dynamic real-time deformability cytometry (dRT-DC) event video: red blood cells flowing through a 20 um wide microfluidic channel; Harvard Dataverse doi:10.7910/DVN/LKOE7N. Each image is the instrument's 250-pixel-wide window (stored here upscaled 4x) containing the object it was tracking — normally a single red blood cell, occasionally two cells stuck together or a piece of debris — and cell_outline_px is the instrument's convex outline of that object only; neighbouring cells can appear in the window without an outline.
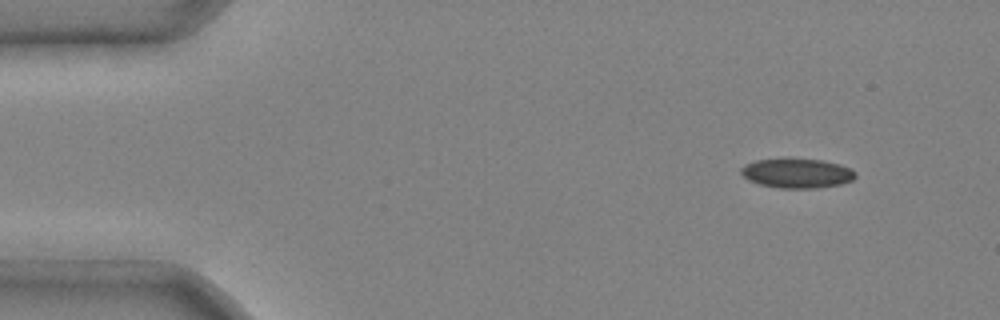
{"species": "common noctule bat (a hibernating species)", "species_latin": "Nyctalus noctula", "temperature_condition": "cold", "stored_images_in_passage": 4, "camera_frame_rate_fps": 3000, "um_per_image_px": 0.085, "animal": {"sex": "male", "body_mass_g": 20.4}, "frame": {"image": 1, "passage_image": 1, "time_ms": 0.0, "image_size_px": [1000, 320], "cell_outline_px": [[856, 176], [852, 180], [840, 184], [816, 188], [780, 188], [760, 184], [748, 180], [740, 172], [740, 168], [744, 164], [756, 160], [820, 160], [840, 164], [852, 168], [856, 172]], "centroid_in_image_um": [67.76, 14.74], "position_along_channel_um": 17.2, "area_um2": 19.36}}
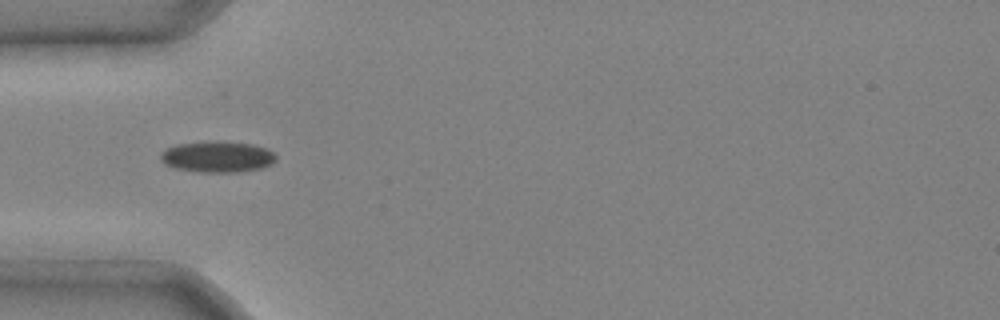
{"frame": {"image": 2, "passage_image": 4, "time_ms": 1.0, "image_size_px": [1000, 320], "cell_outline_px": [[276, 160], [272, 164], [260, 168], [236, 172], [204, 172], [176, 168], [164, 164], [160, 160], [160, 152], [176, 144], [216, 140], [252, 144], [276, 152]], "centroid_in_image_um": [18.48, 13.31], "position_along_channel_um": 66.5, "area_um2": 21.04}}